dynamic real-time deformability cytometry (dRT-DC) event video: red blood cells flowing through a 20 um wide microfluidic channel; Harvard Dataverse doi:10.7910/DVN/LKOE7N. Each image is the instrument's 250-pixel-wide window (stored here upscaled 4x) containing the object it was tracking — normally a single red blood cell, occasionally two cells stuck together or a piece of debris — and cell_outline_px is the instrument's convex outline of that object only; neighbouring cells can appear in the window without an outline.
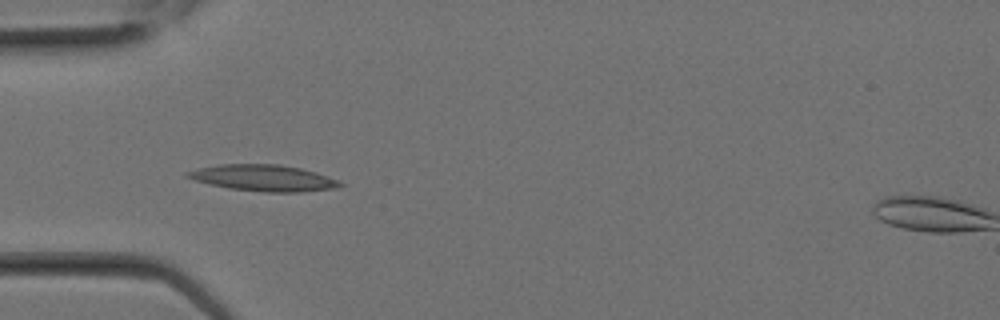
{"species": "Egyptian fruit bat (a non-hibernating species)", "species_latin": "Rousettus aegyptiacus", "temperature_condition": "room temperature", "stored_images_in_passage": 10, "camera_frame_rate_fps": 3000, "um_per_image_px": 0.085, "animal": {"sex": "female"}, "frame": {"image": 1, "passage_image": 7, "time_ms": 2.0, "image_size_px": [1000, 320], "cell_outline_px": [[344, 184], [336, 188], [300, 192], [264, 192], [228, 188], [196, 180], [184, 176], [184, 172], [200, 168], [220, 164], [280, 164], [300, 168], [316, 172], [328, 176]], "centroid_in_image_um": [22.4, 15.12], "position_along_channel_um": 62.6, "area_um2": 23.24}}
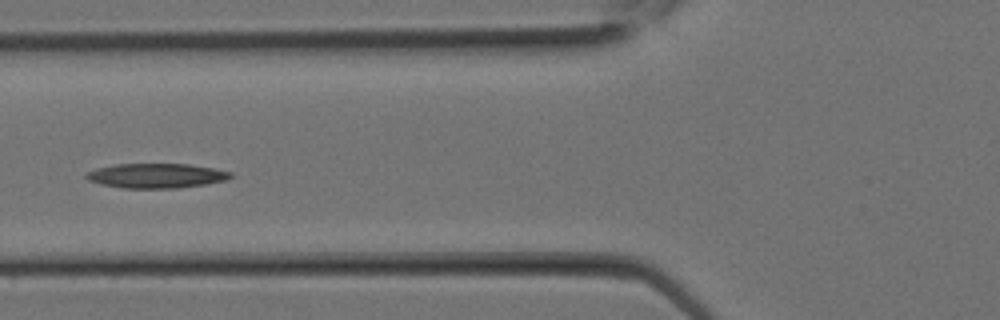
{"frame": {"image": 2, "passage_image": 9, "time_ms": 2.667, "image_size_px": [1000, 320], "cell_outline_px": [[232, 176], [224, 180], [204, 184], [176, 188], [124, 188], [104, 184], [88, 180], [84, 176], [88, 172], [96, 168], [116, 164], [188, 164], [212, 168], [232, 172]], "centroid_in_image_um": [13.27, 14.93], "position_along_channel_um": 112.5, "area_um2": 20.4}}